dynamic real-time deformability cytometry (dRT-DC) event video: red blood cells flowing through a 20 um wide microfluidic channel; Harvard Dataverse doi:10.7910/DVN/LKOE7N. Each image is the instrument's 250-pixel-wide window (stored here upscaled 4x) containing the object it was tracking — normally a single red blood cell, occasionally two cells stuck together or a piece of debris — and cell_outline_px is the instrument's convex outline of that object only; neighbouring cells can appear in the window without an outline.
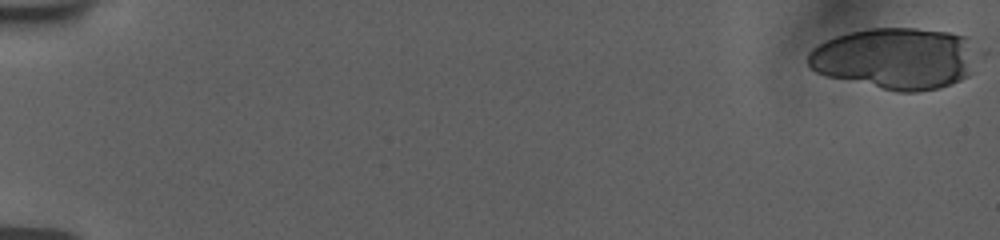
{"species": "human", "species_latin": "Homo sapiens", "temperature_condition": "room temperature", "stored_images_in_passage": 22, "camera_frame_rate_fps": 3000, "um_per_image_px": 0.085, "donor": {"sex": "female"}, "frame": {"image": 1, "passage_image": 1, "time_ms": 0.0, "image_size_px": [1000, 240], "cell_outline_px": [[972, 72], [968, 76], [960, 80], [940, 88], [916, 92], [896, 92], [824, 76], [816, 72], [808, 64], [808, 52], [812, 48], [836, 36], [848, 32], [868, 28], [916, 28], [948, 32], [968, 36]], "centroid_in_image_um": [76.04, 4.98], "position_along_channel_um": 9.0, "area_um2": 60.46}}